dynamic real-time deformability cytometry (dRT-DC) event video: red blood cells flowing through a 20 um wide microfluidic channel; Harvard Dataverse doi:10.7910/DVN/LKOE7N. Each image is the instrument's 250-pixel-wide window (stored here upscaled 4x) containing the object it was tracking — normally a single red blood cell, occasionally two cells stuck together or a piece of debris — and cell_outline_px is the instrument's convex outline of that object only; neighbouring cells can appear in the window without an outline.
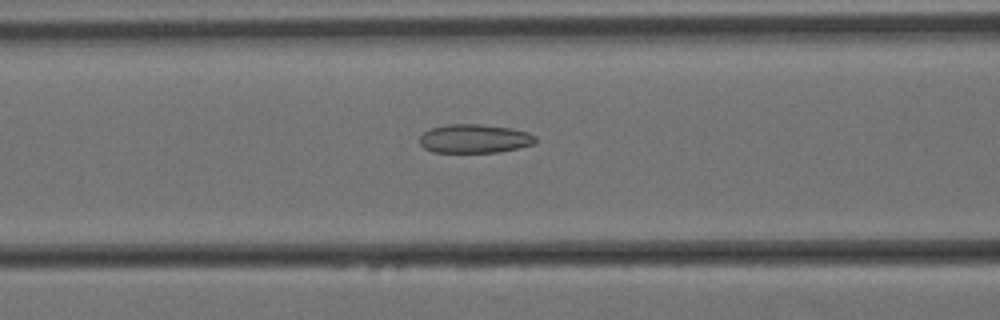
{"species": "Egyptian fruit bat (a non-hibernating species)", "species_latin": "Rousettus aegyptiacus", "temperature_condition": "cold", "stored_images_in_passage": 59, "camera_frame_rate_fps": 3000, "um_per_image_px": 0.085, "animal": {"sex": "female"}, "frame": {"image": 1, "passage_image": 23, "time_ms": 7.333, "image_size_px": [1000, 320], "cell_outline_px": [[536, 144], [496, 152], [432, 152], [424, 148], [420, 144], [420, 136], [424, 132], [432, 128], [444, 124], [480, 124], [512, 128], [528, 132], [536, 136]], "centroid_in_image_um": [40.34, 11.78], "position_along_channel_um": 126.3, "area_um2": 19.48}}
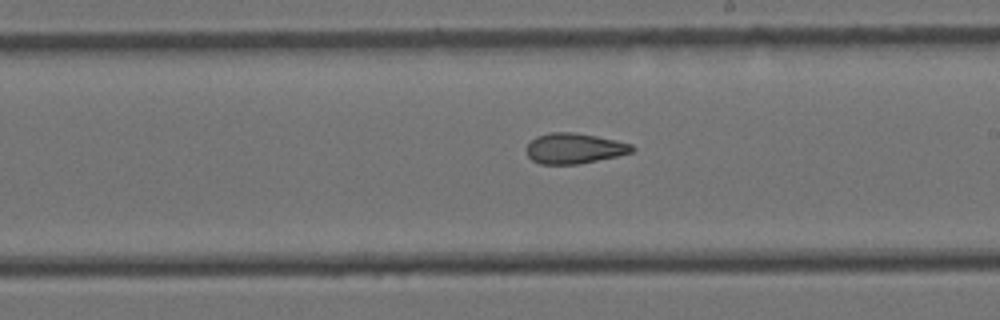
{"frame": {"image": 2, "passage_image": 33, "time_ms": 10.667, "image_size_px": [1000, 320], "cell_outline_px": [[636, 148], [632, 152], [616, 156], [580, 164], [540, 164], [532, 160], [528, 156], [528, 144], [536, 136], [548, 132], [576, 132], [616, 140], [632, 144]], "centroid_in_image_um": [48.83, 12.61], "position_along_channel_um": 240.2, "area_um2": 18.73}}
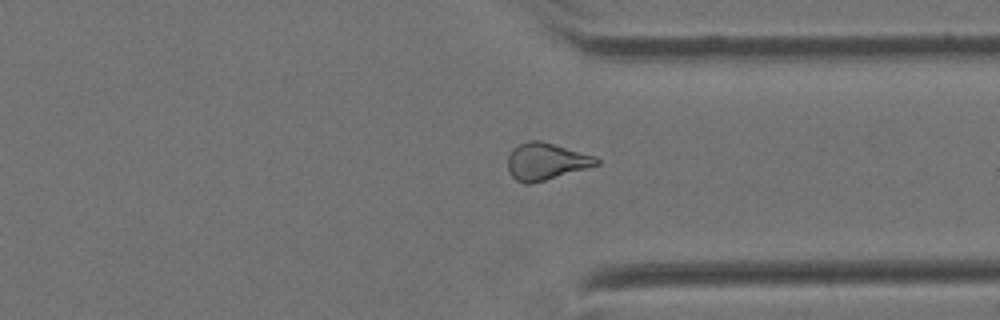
{"frame": {"image": 3, "passage_image": 44, "time_ms": 14.333, "image_size_px": [1000, 320], "cell_outline_px": [[600, 164], [532, 184], [524, 184], [516, 180], [508, 172], [508, 156], [512, 148], [528, 140], [540, 140], [596, 156], [600, 160]], "centroid_in_image_um": [46.39, 13.72], "position_along_channel_um": 365.0, "area_um2": 19.19}, "authors_computed_cell_mechanics": {"area_um2": 20.3456, "velocity_mm_per_s": 3.4243, "shape_relaxation_time_tau1_ms": null, "shape_relaxation_time_tau2_ms": 3.5189, "deformation_change_tau1": null, "deformation_change_tau2": 0.1055}}